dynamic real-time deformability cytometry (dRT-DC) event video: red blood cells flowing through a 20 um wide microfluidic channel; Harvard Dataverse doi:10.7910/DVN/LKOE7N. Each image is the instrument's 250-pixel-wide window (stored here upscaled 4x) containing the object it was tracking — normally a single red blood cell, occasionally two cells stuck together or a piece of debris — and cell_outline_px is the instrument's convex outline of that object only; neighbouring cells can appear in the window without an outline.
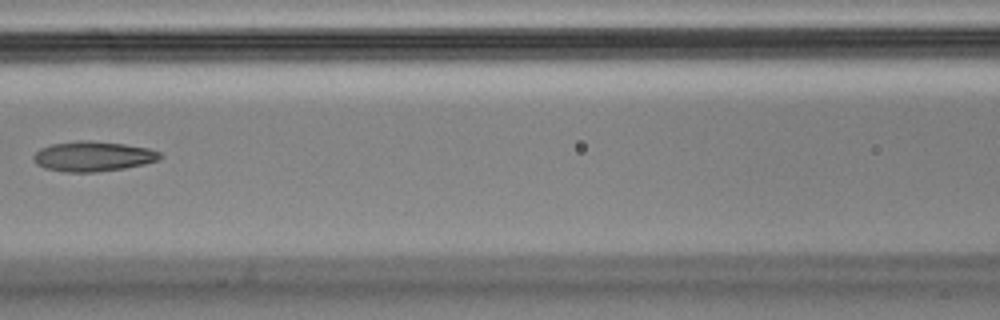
{"species": "Egyptian fruit bat (a non-hibernating species)", "species_latin": "Rousettus aegyptiacus", "temperature_condition": "cold", "stored_images_in_passage": 8, "camera_frame_rate_fps": 3000, "um_per_image_px": 0.085, "animal": {"sex": "male"}, "frame": {"image": 1, "passage_image": 8, "time_ms": 2.333, "image_size_px": [1000, 320], "cell_outline_px": [[164, 156], [160, 160], [144, 164], [124, 168], [96, 172], [64, 172], [44, 168], [36, 164], [32, 156], [40, 148], [52, 144], [76, 140], [92, 140], [124, 144], [148, 148], [160, 152]], "centroid_in_image_um": [7.91, 13.28], "position_along_channel_um": 158.7, "area_um2": 22.37}}